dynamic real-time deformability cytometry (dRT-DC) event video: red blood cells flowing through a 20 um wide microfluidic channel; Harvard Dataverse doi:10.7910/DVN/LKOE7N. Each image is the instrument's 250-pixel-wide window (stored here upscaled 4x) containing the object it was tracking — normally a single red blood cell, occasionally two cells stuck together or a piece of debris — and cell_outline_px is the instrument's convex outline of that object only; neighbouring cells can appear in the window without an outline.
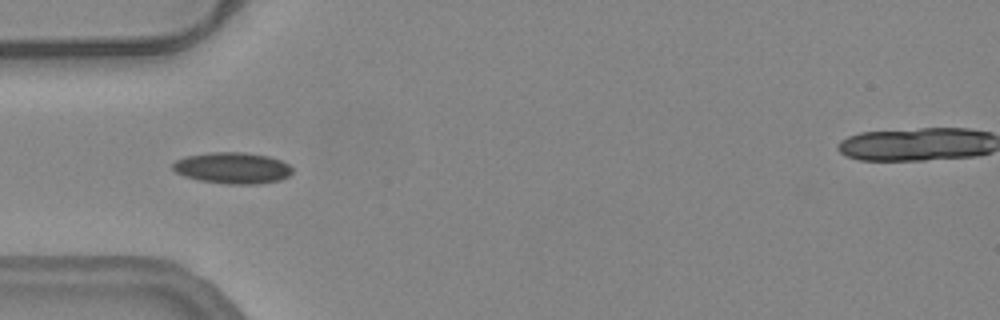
{"species": "common noctule bat (a hibernating species)", "species_latin": "Nyctalus noctula", "temperature_condition": "warm", "stored_images_in_passage": 53, "camera_frame_rate_fps": 3000, "um_per_image_px": 0.085, "animal": {"sex": "female", "body_mass_g": 24.6, "forearm_length_mm": 56.2}, "frame": {"image": 1, "passage_image": 16, "time_ms": 5.0, "image_size_px": [1000, 320], "cell_outline_px": [[292, 172], [288, 176], [280, 180], [256, 184], [228, 184], [200, 180], [184, 176], [176, 172], [172, 168], [172, 164], [176, 160], [184, 156], [212, 152], [244, 152], [268, 156], [280, 160], [288, 164], [292, 168]], "centroid_in_image_um": [19.75, 14.27], "position_along_channel_um": 65.3, "area_um2": 21.79}}
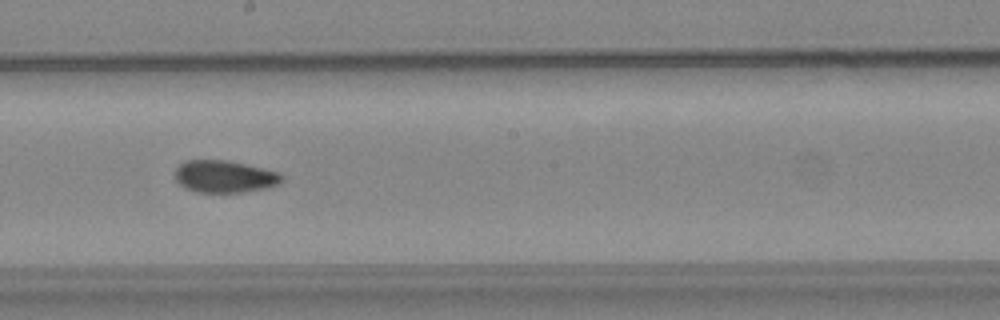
{"frame": {"image": 2, "passage_image": 29, "time_ms": 9.333, "image_size_px": [1000, 320], "cell_outline_px": [[284, 180], [276, 184], [264, 188], [244, 192], [196, 192], [184, 188], [176, 180], [176, 168], [184, 160], [228, 160], [280, 172], [284, 176]], "centroid_in_image_um": [19.08, 15.0], "position_along_channel_um": 229.1, "area_um2": 20.06}}
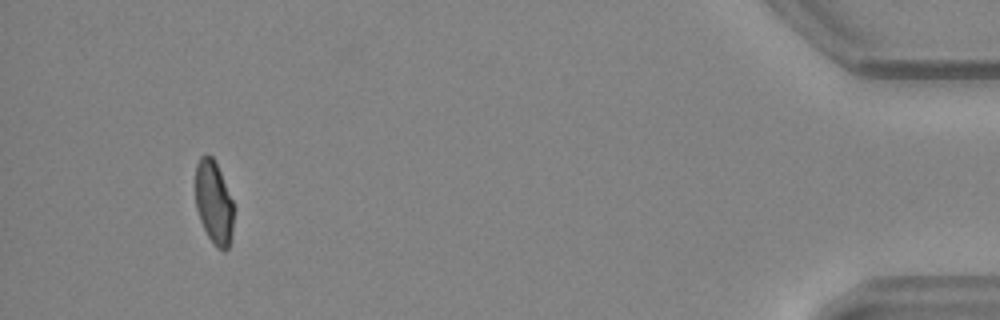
{"frame": {"image": 3, "passage_image": 50, "time_ms": 16.333, "image_size_px": [1000, 320], "cell_outline_px": [[232, 232], [228, 248], [224, 252], [216, 248], [212, 244], [200, 220], [196, 208], [196, 164], [200, 156], [208, 152], [212, 156], [220, 172], [232, 200]], "centroid_in_image_um": [18.15, 17.22], "position_along_channel_um": 417.0, "area_um2": 18.44}, "authors_computed_cell_mechanics": {"area_um2": 19.9988, "velocity_mm_per_s": 3.7742, "shape_relaxation_time_tau1_ms": null, "shape_relaxation_time_tau2_ms": 3.0315, "deformation_change_tau1": null, "deformation_change_tau2": 0.0718}}